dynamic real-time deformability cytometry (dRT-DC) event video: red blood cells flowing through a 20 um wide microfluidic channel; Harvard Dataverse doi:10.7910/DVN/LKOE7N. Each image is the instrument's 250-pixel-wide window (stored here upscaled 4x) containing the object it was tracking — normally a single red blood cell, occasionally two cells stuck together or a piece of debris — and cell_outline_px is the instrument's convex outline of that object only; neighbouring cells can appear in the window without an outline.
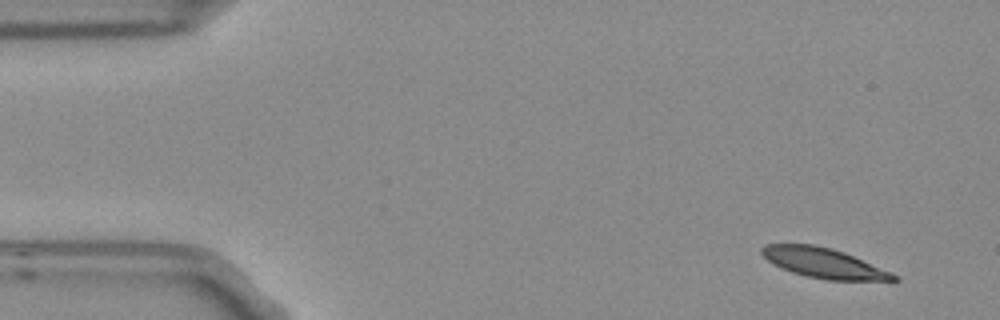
{"species": "Egyptian fruit bat (a non-hibernating species)", "species_latin": "Rousettus aegyptiacus", "temperature_condition": "room temperature", "stored_images_in_passage": 4, "camera_frame_rate_fps": 3000, "um_per_image_px": 0.085, "frame": {"image": 1, "passage_image": 1, "time_ms": 0.0, "image_size_px": [1000, 320], "cell_outline_px": [[900, 280], [828, 280], [808, 276], [792, 272], [780, 268], [772, 264], [760, 252], [760, 248], [764, 244], [812, 244], [844, 252], [892, 272], [900, 276]], "centroid_in_image_um": [70.0, 22.35], "position_along_channel_um": 15.0, "area_um2": 22.89}}
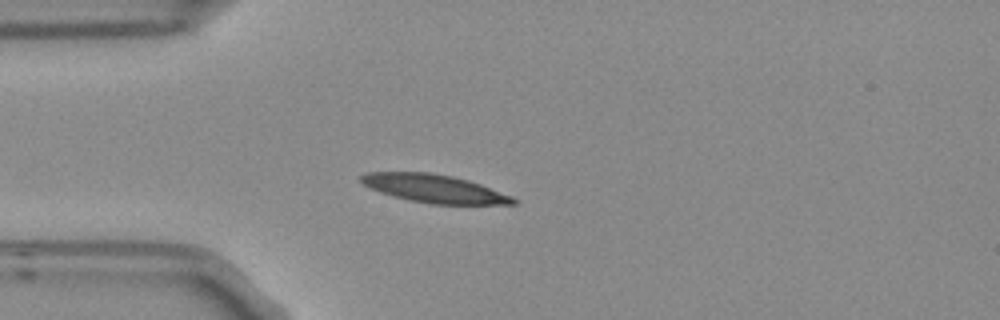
{"frame": {"image": 2, "passage_image": 4, "time_ms": 1.0, "image_size_px": [1000, 320], "cell_outline_px": [[520, 200], [516, 204], [432, 204], [408, 200], [392, 196], [380, 192], [364, 184], [360, 180], [360, 176], [364, 172], [428, 172], [452, 176], [468, 180], [480, 184], [512, 196]], "centroid_in_image_um": [36.92, 16.03], "position_along_channel_um": 48.1, "area_um2": 24.91}}